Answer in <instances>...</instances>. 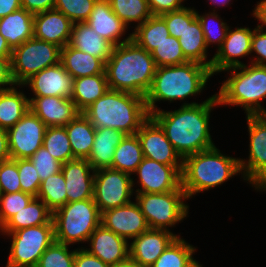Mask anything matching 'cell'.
Returning <instances> with one entry per match:
<instances>
[{"instance_id": "obj_1", "label": "cell", "mask_w": 266, "mask_h": 267, "mask_svg": "<svg viewBox=\"0 0 266 267\" xmlns=\"http://www.w3.org/2000/svg\"><path fill=\"white\" fill-rule=\"evenodd\" d=\"M219 102L216 94L202 103H183L178 110H159L150 116L164 130L182 159L215 146L209 129L210 112Z\"/></svg>"}, {"instance_id": "obj_2", "label": "cell", "mask_w": 266, "mask_h": 267, "mask_svg": "<svg viewBox=\"0 0 266 267\" xmlns=\"http://www.w3.org/2000/svg\"><path fill=\"white\" fill-rule=\"evenodd\" d=\"M156 65L151 53L134 40L114 46L105 63L109 89L145 97L149 91Z\"/></svg>"}, {"instance_id": "obj_3", "label": "cell", "mask_w": 266, "mask_h": 267, "mask_svg": "<svg viewBox=\"0 0 266 267\" xmlns=\"http://www.w3.org/2000/svg\"><path fill=\"white\" fill-rule=\"evenodd\" d=\"M211 76L213 74L208 66L193 61L157 67L151 87L144 97L149 115L160 110L155 105L158 101L171 103L201 93Z\"/></svg>"}, {"instance_id": "obj_4", "label": "cell", "mask_w": 266, "mask_h": 267, "mask_svg": "<svg viewBox=\"0 0 266 267\" xmlns=\"http://www.w3.org/2000/svg\"><path fill=\"white\" fill-rule=\"evenodd\" d=\"M95 128H111L136 134L150 117L145 99L133 93L109 89L82 112Z\"/></svg>"}, {"instance_id": "obj_5", "label": "cell", "mask_w": 266, "mask_h": 267, "mask_svg": "<svg viewBox=\"0 0 266 267\" xmlns=\"http://www.w3.org/2000/svg\"><path fill=\"white\" fill-rule=\"evenodd\" d=\"M239 159L223 155L216 146L185 157L181 175L187 199L242 174Z\"/></svg>"}, {"instance_id": "obj_6", "label": "cell", "mask_w": 266, "mask_h": 267, "mask_svg": "<svg viewBox=\"0 0 266 267\" xmlns=\"http://www.w3.org/2000/svg\"><path fill=\"white\" fill-rule=\"evenodd\" d=\"M224 71L232 72L216 93L219 105L241 106L246 115H266L260 102L266 98V66L250 63Z\"/></svg>"}, {"instance_id": "obj_7", "label": "cell", "mask_w": 266, "mask_h": 267, "mask_svg": "<svg viewBox=\"0 0 266 267\" xmlns=\"http://www.w3.org/2000/svg\"><path fill=\"white\" fill-rule=\"evenodd\" d=\"M55 241L61 244L88 242L101 224V212L93 198L66 203L52 213Z\"/></svg>"}, {"instance_id": "obj_8", "label": "cell", "mask_w": 266, "mask_h": 267, "mask_svg": "<svg viewBox=\"0 0 266 267\" xmlns=\"http://www.w3.org/2000/svg\"><path fill=\"white\" fill-rule=\"evenodd\" d=\"M135 194L149 229L171 231L169 227H174L188 215L189 206L184 203L187 197L183 189Z\"/></svg>"}, {"instance_id": "obj_9", "label": "cell", "mask_w": 266, "mask_h": 267, "mask_svg": "<svg viewBox=\"0 0 266 267\" xmlns=\"http://www.w3.org/2000/svg\"><path fill=\"white\" fill-rule=\"evenodd\" d=\"M2 234L12 237L6 267H36L41 255L55 241L52 219L47 224Z\"/></svg>"}, {"instance_id": "obj_10", "label": "cell", "mask_w": 266, "mask_h": 267, "mask_svg": "<svg viewBox=\"0 0 266 267\" xmlns=\"http://www.w3.org/2000/svg\"><path fill=\"white\" fill-rule=\"evenodd\" d=\"M61 47L56 44L30 38L12 50V76L22 85L32 75L60 63Z\"/></svg>"}, {"instance_id": "obj_11", "label": "cell", "mask_w": 266, "mask_h": 267, "mask_svg": "<svg viewBox=\"0 0 266 267\" xmlns=\"http://www.w3.org/2000/svg\"><path fill=\"white\" fill-rule=\"evenodd\" d=\"M249 131V160L239 159L243 179L266 191V115H246Z\"/></svg>"}, {"instance_id": "obj_12", "label": "cell", "mask_w": 266, "mask_h": 267, "mask_svg": "<svg viewBox=\"0 0 266 267\" xmlns=\"http://www.w3.org/2000/svg\"><path fill=\"white\" fill-rule=\"evenodd\" d=\"M94 174L93 200L101 213L132 202L135 184L130 174L112 168L98 169Z\"/></svg>"}, {"instance_id": "obj_13", "label": "cell", "mask_w": 266, "mask_h": 267, "mask_svg": "<svg viewBox=\"0 0 266 267\" xmlns=\"http://www.w3.org/2000/svg\"><path fill=\"white\" fill-rule=\"evenodd\" d=\"M47 126L29 110L7 130L11 159H29L42 147Z\"/></svg>"}, {"instance_id": "obj_14", "label": "cell", "mask_w": 266, "mask_h": 267, "mask_svg": "<svg viewBox=\"0 0 266 267\" xmlns=\"http://www.w3.org/2000/svg\"><path fill=\"white\" fill-rule=\"evenodd\" d=\"M136 134L145 158L174 166L182 173L183 159L166 137L164 130L151 116L141 125Z\"/></svg>"}, {"instance_id": "obj_15", "label": "cell", "mask_w": 266, "mask_h": 267, "mask_svg": "<svg viewBox=\"0 0 266 267\" xmlns=\"http://www.w3.org/2000/svg\"><path fill=\"white\" fill-rule=\"evenodd\" d=\"M138 175L140 189L137 193H164L182 189L181 172L174 166L143 158L134 174Z\"/></svg>"}, {"instance_id": "obj_16", "label": "cell", "mask_w": 266, "mask_h": 267, "mask_svg": "<svg viewBox=\"0 0 266 267\" xmlns=\"http://www.w3.org/2000/svg\"><path fill=\"white\" fill-rule=\"evenodd\" d=\"M252 35L253 31L248 27H236L233 31L229 27L224 42L212 57V74L244 65L236 58L251 55Z\"/></svg>"}, {"instance_id": "obj_17", "label": "cell", "mask_w": 266, "mask_h": 267, "mask_svg": "<svg viewBox=\"0 0 266 267\" xmlns=\"http://www.w3.org/2000/svg\"><path fill=\"white\" fill-rule=\"evenodd\" d=\"M101 224L118 236L128 239L138 237L149 229L137 202L109 209L101 213Z\"/></svg>"}, {"instance_id": "obj_18", "label": "cell", "mask_w": 266, "mask_h": 267, "mask_svg": "<svg viewBox=\"0 0 266 267\" xmlns=\"http://www.w3.org/2000/svg\"><path fill=\"white\" fill-rule=\"evenodd\" d=\"M27 85L34 93V97L71 98L73 93V77L67 73L61 62L32 75L22 85L18 86Z\"/></svg>"}, {"instance_id": "obj_19", "label": "cell", "mask_w": 266, "mask_h": 267, "mask_svg": "<svg viewBox=\"0 0 266 267\" xmlns=\"http://www.w3.org/2000/svg\"><path fill=\"white\" fill-rule=\"evenodd\" d=\"M180 237L167 230L148 229L129 245V257L141 267L152 266L166 248Z\"/></svg>"}, {"instance_id": "obj_20", "label": "cell", "mask_w": 266, "mask_h": 267, "mask_svg": "<svg viewBox=\"0 0 266 267\" xmlns=\"http://www.w3.org/2000/svg\"><path fill=\"white\" fill-rule=\"evenodd\" d=\"M94 171L87 159H74L62 164L67 203L93 198Z\"/></svg>"}, {"instance_id": "obj_21", "label": "cell", "mask_w": 266, "mask_h": 267, "mask_svg": "<svg viewBox=\"0 0 266 267\" xmlns=\"http://www.w3.org/2000/svg\"><path fill=\"white\" fill-rule=\"evenodd\" d=\"M29 100L30 110L47 127L65 126L80 113L71 98L44 96Z\"/></svg>"}, {"instance_id": "obj_22", "label": "cell", "mask_w": 266, "mask_h": 267, "mask_svg": "<svg viewBox=\"0 0 266 267\" xmlns=\"http://www.w3.org/2000/svg\"><path fill=\"white\" fill-rule=\"evenodd\" d=\"M91 255L96 256L110 267L129 257L128 241L100 224L88 239Z\"/></svg>"}, {"instance_id": "obj_23", "label": "cell", "mask_w": 266, "mask_h": 267, "mask_svg": "<svg viewBox=\"0 0 266 267\" xmlns=\"http://www.w3.org/2000/svg\"><path fill=\"white\" fill-rule=\"evenodd\" d=\"M73 22L55 9L34 14L33 37L65 47L71 37Z\"/></svg>"}, {"instance_id": "obj_24", "label": "cell", "mask_w": 266, "mask_h": 267, "mask_svg": "<svg viewBox=\"0 0 266 267\" xmlns=\"http://www.w3.org/2000/svg\"><path fill=\"white\" fill-rule=\"evenodd\" d=\"M86 23L93 28L102 38L106 39L114 46L123 44L132 39V33L127 38L120 41L124 36L127 26L112 11L108 0H97L94 4L90 17Z\"/></svg>"}, {"instance_id": "obj_25", "label": "cell", "mask_w": 266, "mask_h": 267, "mask_svg": "<svg viewBox=\"0 0 266 267\" xmlns=\"http://www.w3.org/2000/svg\"><path fill=\"white\" fill-rule=\"evenodd\" d=\"M68 44L101 59L104 63L110 58L114 48L112 43L98 35L86 22L73 23Z\"/></svg>"}, {"instance_id": "obj_26", "label": "cell", "mask_w": 266, "mask_h": 267, "mask_svg": "<svg viewBox=\"0 0 266 267\" xmlns=\"http://www.w3.org/2000/svg\"><path fill=\"white\" fill-rule=\"evenodd\" d=\"M122 131L96 128L94 143L87 161L94 170L111 168L116 147L125 138Z\"/></svg>"}, {"instance_id": "obj_27", "label": "cell", "mask_w": 266, "mask_h": 267, "mask_svg": "<svg viewBox=\"0 0 266 267\" xmlns=\"http://www.w3.org/2000/svg\"><path fill=\"white\" fill-rule=\"evenodd\" d=\"M34 14L20 8L0 18V34L13 50L33 38Z\"/></svg>"}, {"instance_id": "obj_28", "label": "cell", "mask_w": 266, "mask_h": 267, "mask_svg": "<svg viewBox=\"0 0 266 267\" xmlns=\"http://www.w3.org/2000/svg\"><path fill=\"white\" fill-rule=\"evenodd\" d=\"M60 62L73 79L105 73V63L69 44L61 48Z\"/></svg>"}, {"instance_id": "obj_29", "label": "cell", "mask_w": 266, "mask_h": 267, "mask_svg": "<svg viewBox=\"0 0 266 267\" xmlns=\"http://www.w3.org/2000/svg\"><path fill=\"white\" fill-rule=\"evenodd\" d=\"M69 142L75 159H87L91 152L96 128L88 118L80 112L65 125Z\"/></svg>"}, {"instance_id": "obj_30", "label": "cell", "mask_w": 266, "mask_h": 267, "mask_svg": "<svg viewBox=\"0 0 266 267\" xmlns=\"http://www.w3.org/2000/svg\"><path fill=\"white\" fill-rule=\"evenodd\" d=\"M183 55L188 61L197 62L211 69L212 59L207 60V46L200 22L195 17L191 22H186L185 30L178 38Z\"/></svg>"}, {"instance_id": "obj_31", "label": "cell", "mask_w": 266, "mask_h": 267, "mask_svg": "<svg viewBox=\"0 0 266 267\" xmlns=\"http://www.w3.org/2000/svg\"><path fill=\"white\" fill-rule=\"evenodd\" d=\"M52 219V212L39 198L34 197L26 207L13 215L1 228L0 232L16 230L47 224Z\"/></svg>"}, {"instance_id": "obj_32", "label": "cell", "mask_w": 266, "mask_h": 267, "mask_svg": "<svg viewBox=\"0 0 266 267\" xmlns=\"http://www.w3.org/2000/svg\"><path fill=\"white\" fill-rule=\"evenodd\" d=\"M109 90L106 74L73 79V93L71 99L77 109L83 112L87 107L102 97Z\"/></svg>"}, {"instance_id": "obj_33", "label": "cell", "mask_w": 266, "mask_h": 267, "mask_svg": "<svg viewBox=\"0 0 266 267\" xmlns=\"http://www.w3.org/2000/svg\"><path fill=\"white\" fill-rule=\"evenodd\" d=\"M30 98L15 86L0 90V128L13 127L29 110Z\"/></svg>"}, {"instance_id": "obj_34", "label": "cell", "mask_w": 266, "mask_h": 267, "mask_svg": "<svg viewBox=\"0 0 266 267\" xmlns=\"http://www.w3.org/2000/svg\"><path fill=\"white\" fill-rule=\"evenodd\" d=\"M143 158L141 143L137 134L126 135L116 147L111 168L132 175Z\"/></svg>"}, {"instance_id": "obj_35", "label": "cell", "mask_w": 266, "mask_h": 267, "mask_svg": "<svg viewBox=\"0 0 266 267\" xmlns=\"http://www.w3.org/2000/svg\"><path fill=\"white\" fill-rule=\"evenodd\" d=\"M169 35L165 21L160 16L152 15L143 24L136 25L132 40L151 53Z\"/></svg>"}, {"instance_id": "obj_36", "label": "cell", "mask_w": 266, "mask_h": 267, "mask_svg": "<svg viewBox=\"0 0 266 267\" xmlns=\"http://www.w3.org/2000/svg\"><path fill=\"white\" fill-rule=\"evenodd\" d=\"M193 245L177 237L150 267H189L196 259Z\"/></svg>"}, {"instance_id": "obj_37", "label": "cell", "mask_w": 266, "mask_h": 267, "mask_svg": "<svg viewBox=\"0 0 266 267\" xmlns=\"http://www.w3.org/2000/svg\"><path fill=\"white\" fill-rule=\"evenodd\" d=\"M65 178L62 172L49 176L41 182L37 198L53 213L67 203Z\"/></svg>"}, {"instance_id": "obj_38", "label": "cell", "mask_w": 266, "mask_h": 267, "mask_svg": "<svg viewBox=\"0 0 266 267\" xmlns=\"http://www.w3.org/2000/svg\"><path fill=\"white\" fill-rule=\"evenodd\" d=\"M42 146L62 164L75 159L65 126L47 127Z\"/></svg>"}, {"instance_id": "obj_39", "label": "cell", "mask_w": 266, "mask_h": 267, "mask_svg": "<svg viewBox=\"0 0 266 267\" xmlns=\"http://www.w3.org/2000/svg\"><path fill=\"white\" fill-rule=\"evenodd\" d=\"M112 11L128 27L131 22L143 24L152 13L147 0H108Z\"/></svg>"}, {"instance_id": "obj_40", "label": "cell", "mask_w": 266, "mask_h": 267, "mask_svg": "<svg viewBox=\"0 0 266 267\" xmlns=\"http://www.w3.org/2000/svg\"><path fill=\"white\" fill-rule=\"evenodd\" d=\"M156 67L174 66L188 62L183 55L179 40L169 35L151 52Z\"/></svg>"}, {"instance_id": "obj_41", "label": "cell", "mask_w": 266, "mask_h": 267, "mask_svg": "<svg viewBox=\"0 0 266 267\" xmlns=\"http://www.w3.org/2000/svg\"><path fill=\"white\" fill-rule=\"evenodd\" d=\"M196 17L198 21L200 22L201 28L203 30L205 44L207 48L212 43V44L218 45V49H219L222 43L224 42V39L226 38L228 29H229V26H227V23L221 21L222 20L220 19L221 17H219L218 14L215 13L214 8H213V12H209V14L207 13L205 15H200L198 11H196Z\"/></svg>"}, {"instance_id": "obj_42", "label": "cell", "mask_w": 266, "mask_h": 267, "mask_svg": "<svg viewBox=\"0 0 266 267\" xmlns=\"http://www.w3.org/2000/svg\"><path fill=\"white\" fill-rule=\"evenodd\" d=\"M54 241L41 255L36 267H74L76 249Z\"/></svg>"}, {"instance_id": "obj_43", "label": "cell", "mask_w": 266, "mask_h": 267, "mask_svg": "<svg viewBox=\"0 0 266 267\" xmlns=\"http://www.w3.org/2000/svg\"><path fill=\"white\" fill-rule=\"evenodd\" d=\"M97 0H56L54 9L63 13L73 23L86 22Z\"/></svg>"}, {"instance_id": "obj_44", "label": "cell", "mask_w": 266, "mask_h": 267, "mask_svg": "<svg viewBox=\"0 0 266 267\" xmlns=\"http://www.w3.org/2000/svg\"><path fill=\"white\" fill-rule=\"evenodd\" d=\"M34 198L25 192L0 194V228Z\"/></svg>"}, {"instance_id": "obj_45", "label": "cell", "mask_w": 266, "mask_h": 267, "mask_svg": "<svg viewBox=\"0 0 266 267\" xmlns=\"http://www.w3.org/2000/svg\"><path fill=\"white\" fill-rule=\"evenodd\" d=\"M17 162L22 192L37 197L40 188V177L30 159H14Z\"/></svg>"}, {"instance_id": "obj_46", "label": "cell", "mask_w": 266, "mask_h": 267, "mask_svg": "<svg viewBox=\"0 0 266 267\" xmlns=\"http://www.w3.org/2000/svg\"><path fill=\"white\" fill-rule=\"evenodd\" d=\"M29 159L34 164L41 182L49 176L61 172L62 163L56 160L43 146Z\"/></svg>"}, {"instance_id": "obj_47", "label": "cell", "mask_w": 266, "mask_h": 267, "mask_svg": "<svg viewBox=\"0 0 266 267\" xmlns=\"http://www.w3.org/2000/svg\"><path fill=\"white\" fill-rule=\"evenodd\" d=\"M165 21L169 34L179 38L186 27V22H191L196 17V10L193 8H183L160 15Z\"/></svg>"}, {"instance_id": "obj_48", "label": "cell", "mask_w": 266, "mask_h": 267, "mask_svg": "<svg viewBox=\"0 0 266 267\" xmlns=\"http://www.w3.org/2000/svg\"><path fill=\"white\" fill-rule=\"evenodd\" d=\"M20 191L22 190L17 162L13 159L0 162V194Z\"/></svg>"}, {"instance_id": "obj_49", "label": "cell", "mask_w": 266, "mask_h": 267, "mask_svg": "<svg viewBox=\"0 0 266 267\" xmlns=\"http://www.w3.org/2000/svg\"><path fill=\"white\" fill-rule=\"evenodd\" d=\"M255 52L257 58L252 59L251 63L266 66V33L257 27L253 30L251 39V53Z\"/></svg>"}, {"instance_id": "obj_50", "label": "cell", "mask_w": 266, "mask_h": 267, "mask_svg": "<svg viewBox=\"0 0 266 267\" xmlns=\"http://www.w3.org/2000/svg\"><path fill=\"white\" fill-rule=\"evenodd\" d=\"M149 9L154 16L177 11L185 8L182 4L185 0H147Z\"/></svg>"}, {"instance_id": "obj_51", "label": "cell", "mask_w": 266, "mask_h": 267, "mask_svg": "<svg viewBox=\"0 0 266 267\" xmlns=\"http://www.w3.org/2000/svg\"><path fill=\"white\" fill-rule=\"evenodd\" d=\"M74 267H110L102 260L97 258L94 255H91L85 248H77L75 259H74Z\"/></svg>"}, {"instance_id": "obj_52", "label": "cell", "mask_w": 266, "mask_h": 267, "mask_svg": "<svg viewBox=\"0 0 266 267\" xmlns=\"http://www.w3.org/2000/svg\"><path fill=\"white\" fill-rule=\"evenodd\" d=\"M15 85L12 76L11 57H0V90L9 89Z\"/></svg>"}, {"instance_id": "obj_53", "label": "cell", "mask_w": 266, "mask_h": 267, "mask_svg": "<svg viewBox=\"0 0 266 267\" xmlns=\"http://www.w3.org/2000/svg\"><path fill=\"white\" fill-rule=\"evenodd\" d=\"M56 0H21V6L26 11L37 14L54 9Z\"/></svg>"}, {"instance_id": "obj_54", "label": "cell", "mask_w": 266, "mask_h": 267, "mask_svg": "<svg viewBox=\"0 0 266 267\" xmlns=\"http://www.w3.org/2000/svg\"><path fill=\"white\" fill-rule=\"evenodd\" d=\"M252 15H254V17L262 23L261 25H257V28L260 31L266 33V30H264V28L266 27V0H261L260 2H258L253 10Z\"/></svg>"}, {"instance_id": "obj_55", "label": "cell", "mask_w": 266, "mask_h": 267, "mask_svg": "<svg viewBox=\"0 0 266 267\" xmlns=\"http://www.w3.org/2000/svg\"><path fill=\"white\" fill-rule=\"evenodd\" d=\"M22 8L21 0H0V18Z\"/></svg>"}, {"instance_id": "obj_56", "label": "cell", "mask_w": 266, "mask_h": 267, "mask_svg": "<svg viewBox=\"0 0 266 267\" xmlns=\"http://www.w3.org/2000/svg\"><path fill=\"white\" fill-rule=\"evenodd\" d=\"M11 159L7 130L0 128V162Z\"/></svg>"}, {"instance_id": "obj_57", "label": "cell", "mask_w": 266, "mask_h": 267, "mask_svg": "<svg viewBox=\"0 0 266 267\" xmlns=\"http://www.w3.org/2000/svg\"><path fill=\"white\" fill-rule=\"evenodd\" d=\"M0 57H12V49L6 39L0 34Z\"/></svg>"}, {"instance_id": "obj_58", "label": "cell", "mask_w": 266, "mask_h": 267, "mask_svg": "<svg viewBox=\"0 0 266 267\" xmlns=\"http://www.w3.org/2000/svg\"><path fill=\"white\" fill-rule=\"evenodd\" d=\"M111 267H141L137 262L128 257L125 261L119 262Z\"/></svg>"}, {"instance_id": "obj_59", "label": "cell", "mask_w": 266, "mask_h": 267, "mask_svg": "<svg viewBox=\"0 0 266 267\" xmlns=\"http://www.w3.org/2000/svg\"><path fill=\"white\" fill-rule=\"evenodd\" d=\"M210 1L212 4H214V6H215V4H217L219 6L221 4L222 6H224L226 4H229L231 0H210Z\"/></svg>"}, {"instance_id": "obj_60", "label": "cell", "mask_w": 266, "mask_h": 267, "mask_svg": "<svg viewBox=\"0 0 266 267\" xmlns=\"http://www.w3.org/2000/svg\"><path fill=\"white\" fill-rule=\"evenodd\" d=\"M189 267H202V265H200L199 262L195 260Z\"/></svg>"}]
</instances>
